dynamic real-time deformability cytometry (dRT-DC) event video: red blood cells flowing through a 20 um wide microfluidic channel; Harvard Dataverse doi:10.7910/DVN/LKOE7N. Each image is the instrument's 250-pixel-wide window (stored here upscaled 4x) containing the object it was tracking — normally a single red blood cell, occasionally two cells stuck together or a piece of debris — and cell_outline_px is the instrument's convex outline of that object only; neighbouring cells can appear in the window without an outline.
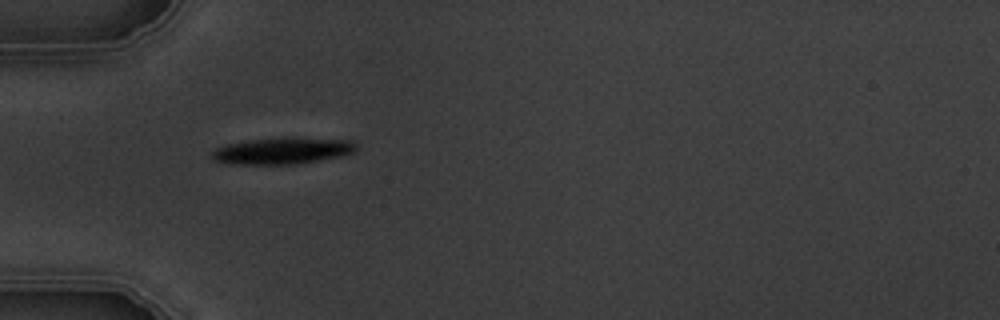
{"species": "common noctule bat (a hibernating species)", "species_latin": "Nyctalus noctula", "temperature_condition": "warm", "stored_images_in_passage": 1, "camera_frame_rate_fps": 3000, "um_per_image_px": 0.085, "animal": {"sex": "male", "body_mass_g": 19.5, "forearm_length_mm": 54.6}, "frame": {"image": 1, "passage_image": 1, "time_ms": 0.0, "image_size_px": [1000, 320], "cell_outline_px": [[356, 152], [344, 156], [296, 164], [228, 164], [216, 160], [212, 156], [212, 152], [216, 148], [228, 144], [252, 140], [292, 136], [352, 140], [356, 144]], "centroid_in_image_um": [24.11, 12.8], "position_along_channel_um": 60.9, "area_um2": 22.6}}